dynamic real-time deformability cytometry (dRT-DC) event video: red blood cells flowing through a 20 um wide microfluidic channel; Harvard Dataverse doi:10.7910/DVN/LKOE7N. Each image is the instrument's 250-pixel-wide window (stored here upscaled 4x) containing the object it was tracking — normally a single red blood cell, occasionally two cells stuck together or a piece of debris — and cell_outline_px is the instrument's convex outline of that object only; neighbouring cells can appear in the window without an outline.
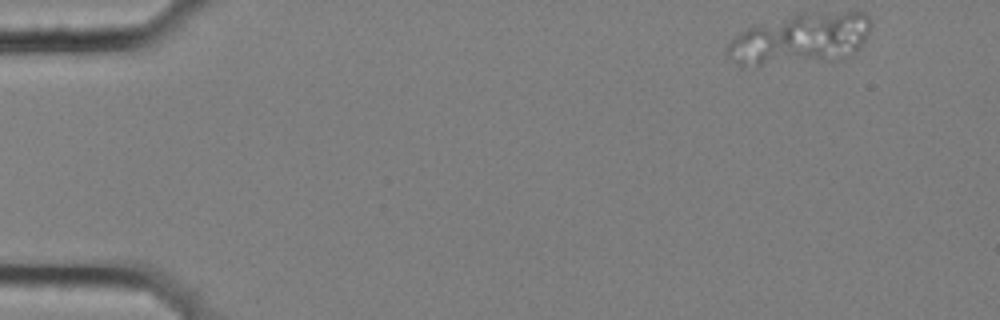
{"species": "common noctule bat (a hibernating species)", "species_latin": "Nyctalus noctula", "temperature_condition": "cold", "stored_images_in_passage": 16, "camera_frame_rate_fps": 3000, "um_per_image_px": 0.085, "animal": {"sex": "female", "body_mass_g": 25.1}, "frame": {"image": 1, "passage_image": 1, "time_ms": 0.0, "image_size_px": [1000, 320], "cell_outline_px": [[872, 24], [860, 48], [856, 52], [844, 60], [756, 68], [740, 68], [736, 64], [724, 48], [740, 32], [756, 24], [800, 12], [864, 12], [872, 20]], "centroid_in_image_um": [68.02, 3.36], "position_along_channel_um": 17.0, "area_um2": 44.68}}